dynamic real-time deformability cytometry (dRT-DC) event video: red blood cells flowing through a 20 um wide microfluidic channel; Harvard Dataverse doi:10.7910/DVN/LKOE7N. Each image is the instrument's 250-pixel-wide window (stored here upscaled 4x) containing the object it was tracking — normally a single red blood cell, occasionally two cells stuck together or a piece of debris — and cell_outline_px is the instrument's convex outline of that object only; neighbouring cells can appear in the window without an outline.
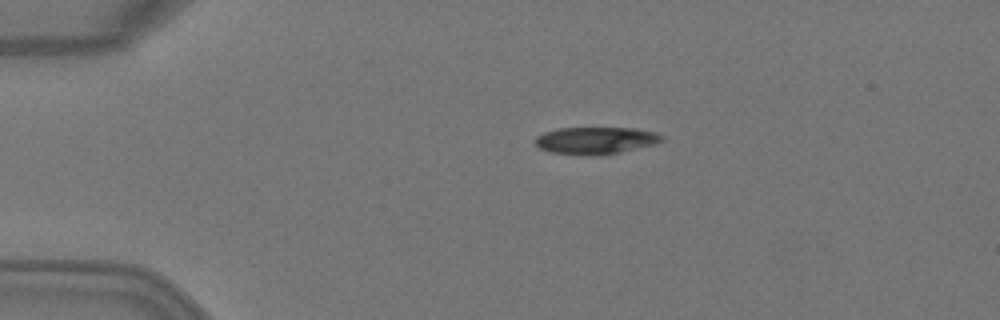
{"species": "Egyptian fruit bat (a non-hibernating species)", "species_latin": "Rousettus aegyptiacus", "temperature_condition": "warm", "stored_images_in_passage": 3, "camera_frame_rate_fps": 3000, "um_per_image_px": 0.085, "animal": {"sex": "female"}, "frame": {"image": 1, "passage_image": 1, "time_ms": 0.0, "image_size_px": [1000, 320], "cell_outline_px": [[664, 140], [656, 144], [620, 152], [596, 156], [588, 156], [552, 152], [540, 148], [536, 144], [536, 136], [544, 132], [560, 128], [636, 128], [656, 132], [664, 136]], "centroid_in_image_um": [50.68, 11.94], "position_along_channel_um": 34.3, "area_um2": 20.11}}